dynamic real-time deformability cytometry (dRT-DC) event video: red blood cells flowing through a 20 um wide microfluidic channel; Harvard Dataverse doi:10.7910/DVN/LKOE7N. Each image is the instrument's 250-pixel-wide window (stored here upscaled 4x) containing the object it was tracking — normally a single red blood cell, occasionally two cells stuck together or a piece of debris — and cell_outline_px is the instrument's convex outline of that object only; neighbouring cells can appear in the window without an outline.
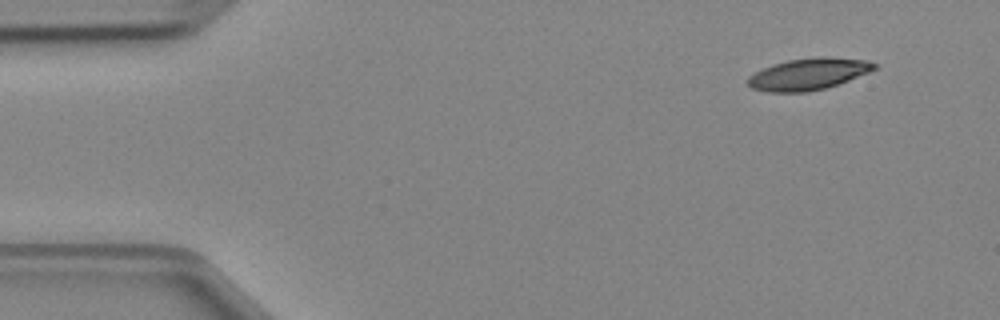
{"species": "Egyptian fruit bat (a non-hibernating species)", "species_latin": "Rousettus aegyptiacus", "temperature_condition": "cold", "stored_images_in_passage": 5, "camera_frame_rate_fps": 3000, "um_per_image_px": 0.085, "animal": {"sex": "female"}, "frame": {"image": 1, "passage_image": 1, "time_ms": 0.0, "image_size_px": [1000, 320], "cell_outline_px": [[880, 64], [876, 68], [868, 72], [848, 80], [824, 88], [808, 92], [764, 92], [752, 88], [748, 84], [748, 76], [772, 64], [788, 60], [820, 56], [824, 56], [868, 60]], "centroid_in_image_um": [68.72, 6.28], "position_along_channel_um": 16.3, "area_um2": 23.29}}
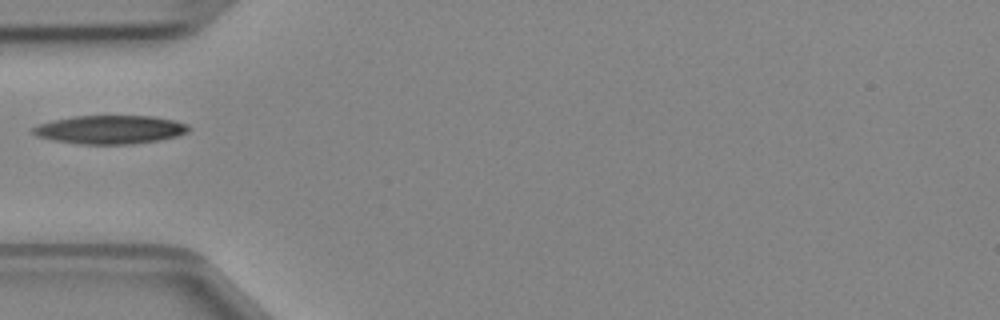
{"frame": {"image": 2, "passage_image": 4, "time_ms": 1.0, "image_size_px": [1000, 320], "cell_outline_px": [[188, 132], [176, 136], [160, 140], [132, 144], [80, 144], [52, 140], [36, 136], [32, 132], [32, 128], [36, 124], [52, 120], [72, 116], [152, 116], [172, 120], [188, 124]], "centroid_in_image_um": [9.3, 11.02], "position_along_channel_um": 75.7, "area_um2": 25.95}}